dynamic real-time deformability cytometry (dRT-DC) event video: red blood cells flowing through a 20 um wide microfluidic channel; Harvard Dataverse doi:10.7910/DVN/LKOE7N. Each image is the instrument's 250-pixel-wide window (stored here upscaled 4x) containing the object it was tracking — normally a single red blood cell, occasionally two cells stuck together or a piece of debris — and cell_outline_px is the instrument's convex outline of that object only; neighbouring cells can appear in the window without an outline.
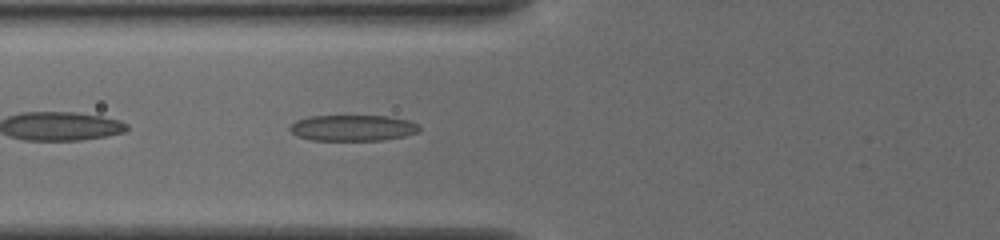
{"species": "common noctule bat (a hibernating species)", "species_latin": "Nyctalus noctula", "temperature_condition": "cold", "stored_images_in_passage": 36, "camera_frame_rate_fps": 3000, "um_per_image_px": 0.085, "animal": {"sex": "female", "body_mass_g": 19.5, "forearm_length_mm": 54.1}, "frame": {"image": 1, "passage_image": 4, "time_ms": 1.0, "image_size_px": [1000, 240], "cell_outline_px": [[420, 132], [404, 136], [380, 140], [312, 140], [296, 136], [288, 128], [296, 120], [308, 116], [388, 116], [408, 120], [416, 124], [420, 128]], "centroid_in_image_um": [29.97, 10.87], "position_along_channel_um": 95.8, "area_um2": 19.59}}
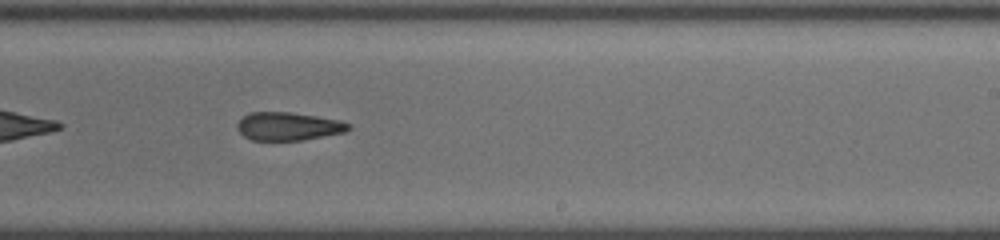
{"frame": {"image": 2, "passage_image": 17, "time_ms": 5.333, "image_size_px": [1000, 240], "cell_outline_px": [[352, 128], [344, 132], [300, 140], [252, 140], [244, 136], [240, 132], [236, 124], [248, 112], [292, 112], [340, 120], [352, 124]], "centroid_in_image_um": [24.52, 10.72], "position_along_channel_um": 264.5, "area_um2": 18.21}}
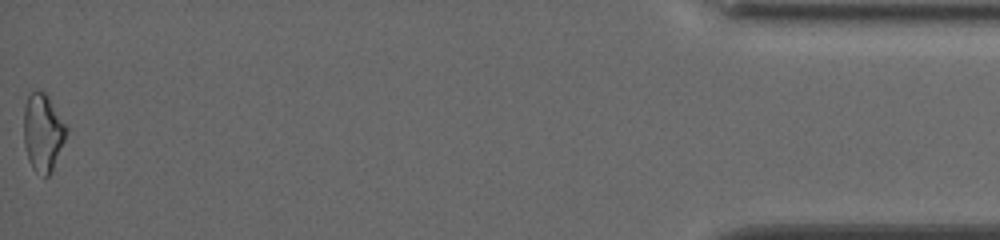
{"frame": {"image": 3, "passage_image": 36, "time_ms": 11.667, "image_size_px": [1000, 240], "cell_outline_px": [[68, 128], [64, 140], [52, 168], [48, 176], [44, 176], [36, 172], [32, 168], [28, 160], [24, 144], [24, 108], [28, 96], [36, 88], [44, 92], [48, 96]], "centroid_in_image_um": [3.62, 11.23], "position_along_channel_um": 431.6, "area_um2": 19.02}, "authors_computed_cell_mechanics": {"area_um2": 18.6116, "velocity_mm_per_s": 3.8915, "shape_relaxation_time_tau1_ms": 11.3419, "shape_relaxation_time_tau2_ms": 4.4664, "deformation_change_tau1": 0.2363, "deformation_change_tau2": 0.1523}}